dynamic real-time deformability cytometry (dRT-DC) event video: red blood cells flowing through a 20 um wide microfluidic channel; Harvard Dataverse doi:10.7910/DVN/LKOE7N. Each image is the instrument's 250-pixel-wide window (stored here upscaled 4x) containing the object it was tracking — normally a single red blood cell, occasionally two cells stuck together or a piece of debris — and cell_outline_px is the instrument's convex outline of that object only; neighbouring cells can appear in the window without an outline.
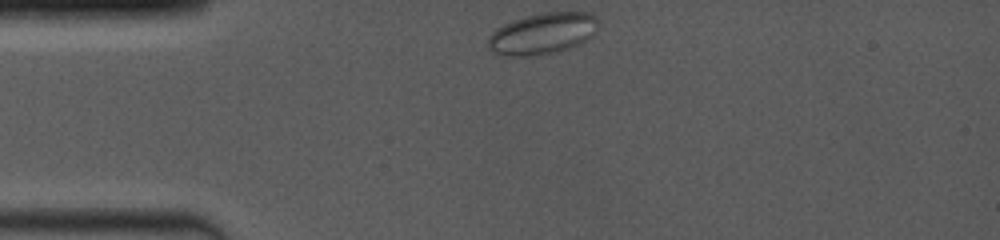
{"species": "common noctule bat (a hibernating species)", "species_latin": "Nyctalus noctula", "temperature_condition": "room temperature", "stored_images_in_passage": 47, "camera_frame_rate_fps": 4000, "um_per_image_px": 0.085, "animal": {"sex": "female", "body_mass_g": 19.0, "forearm_length_mm": 53.3}, "frame": {"image": 1, "passage_image": 1, "time_ms": 0.0, "image_size_px": [1000, 240], "cell_outline_px": [[596, 32], [588, 40], [572, 48], [560, 52], [536, 56], [500, 56], [492, 52], [488, 48], [488, 36], [496, 28], [512, 20], [524, 16], [544, 12], [588, 12], [596, 16]], "centroid_in_image_um": [46.1, 2.88], "position_along_channel_um": 38.9, "area_um2": 27.17}}
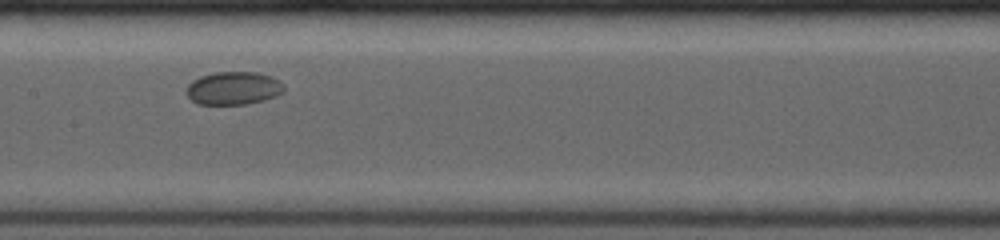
{"frame": {"image": 2, "passage_image": 20, "time_ms": 4.75, "image_size_px": [1000, 240], "cell_outline_px": [[284, 92], [276, 96], [264, 100], [244, 104], [196, 104], [184, 92], [188, 84], [192, 80], [200, 76], [216, 72], [256, 72], [272, 76], [280, 80], [284, 84]], "centroid_in_image_um": [19.85, 7.49], "position_along_channel_um": 187.6, "area_um2": 19.02}}
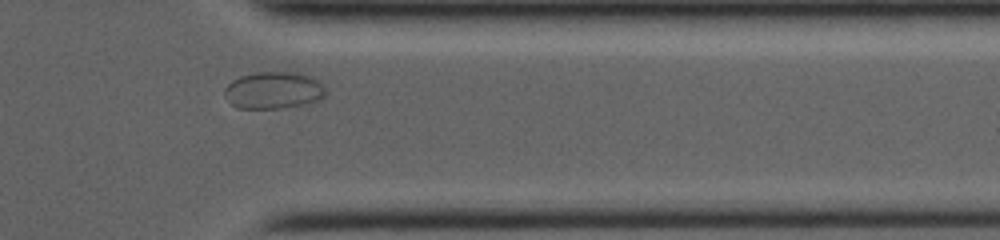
{"frame": {"image": 3, "passage_image": 41, "time_ms": 10.0, "image_size_px": [1000, 240], "cell_outline_px": [[328, 92], [320, 100], [280, 108], [236, 108], [224, 96], [224, 88], [232, 80], [240, 76], [256, 72], [296, 72], [312, 76], [324, 84]], "centroid_in_image_um": [23.27, 7.66], "position_along_channel_um": 388.1, "area_um2": 22.02}}